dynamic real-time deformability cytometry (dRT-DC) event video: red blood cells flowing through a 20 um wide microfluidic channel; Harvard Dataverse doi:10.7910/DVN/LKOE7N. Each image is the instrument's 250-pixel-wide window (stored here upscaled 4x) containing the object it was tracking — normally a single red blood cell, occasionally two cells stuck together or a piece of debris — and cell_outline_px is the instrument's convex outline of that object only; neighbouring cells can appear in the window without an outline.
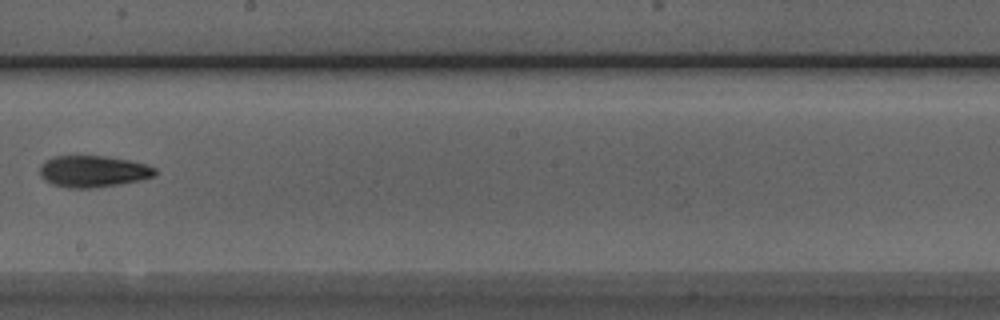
{"species": "Egyptian fruit bat (a non-hibernating species)", "species_latin": "Rousettus aegyptiacus", "temperature_condition": "room temperature", "stored_images_in_passage": 7, "camera_frame_rate_fps": 3000, "um_per_image_px": 0.085, "animal": {"sex": "male"}, "frame": {"image": 1, "passage_image": 7, "time_ms": 7.667, "image_size_px": [1000, 320], "cell_outline_px": [[156, 176], [140, 180], [116, 184], [88, 188], [68, 188], [52, 184], [44, 180], [40, 176], [40, 164], [44, 160], [52, 156], [108, 156], [128, 160], [144, 164], [156, 168]], "centroid_in_image_um": [7.87, 14.55], "position_along_channel_um": 240.3, "area_um2": 21.21}}